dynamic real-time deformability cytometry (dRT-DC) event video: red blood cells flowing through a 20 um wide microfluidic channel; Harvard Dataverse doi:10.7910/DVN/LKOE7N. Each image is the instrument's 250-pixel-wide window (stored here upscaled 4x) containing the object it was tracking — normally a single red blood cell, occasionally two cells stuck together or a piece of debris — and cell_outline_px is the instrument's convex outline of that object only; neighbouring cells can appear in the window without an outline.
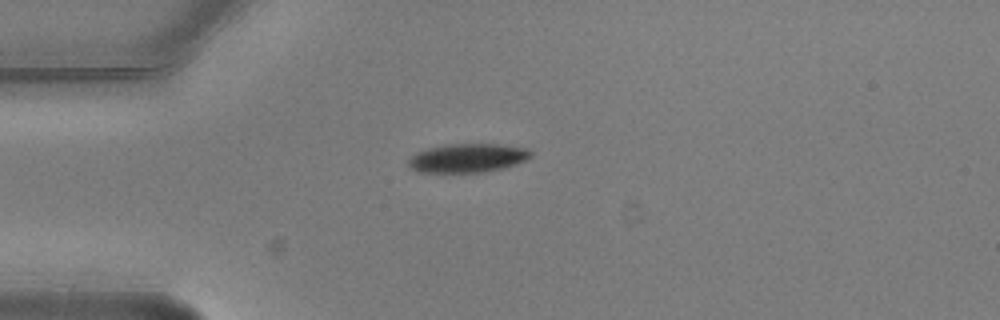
{"species": "common noctule bat (a hibernating species)", "species_latin": "Nyctalus noctula", "temperature_condition": "warm", "stored_images_in_passage": 1, "camera_frame_rate_fps": 3000, "um_per_image_px": 0.085, "animal": {"sex": "male", "body_mass_g": 20.5, "forearm_length_mm": 52.5}, "frame": {"image": 1, "passage_image": 1, "time_ms": 0.0, "image_size_px": [1000, 320], "cell_outline_px": [[532, 156], [516, 164], [500, 168], [480, 172], [420, 172], [412, 168], [408, 164], [408, 160], [416, 152], [428, 148], [444, 144], [496, 144], [524, 148], [532, 152]], "centroid_in_image_um": [39.71, 13.42], "position_along_channel_um": 45.3, "area_um2": 20.23}}